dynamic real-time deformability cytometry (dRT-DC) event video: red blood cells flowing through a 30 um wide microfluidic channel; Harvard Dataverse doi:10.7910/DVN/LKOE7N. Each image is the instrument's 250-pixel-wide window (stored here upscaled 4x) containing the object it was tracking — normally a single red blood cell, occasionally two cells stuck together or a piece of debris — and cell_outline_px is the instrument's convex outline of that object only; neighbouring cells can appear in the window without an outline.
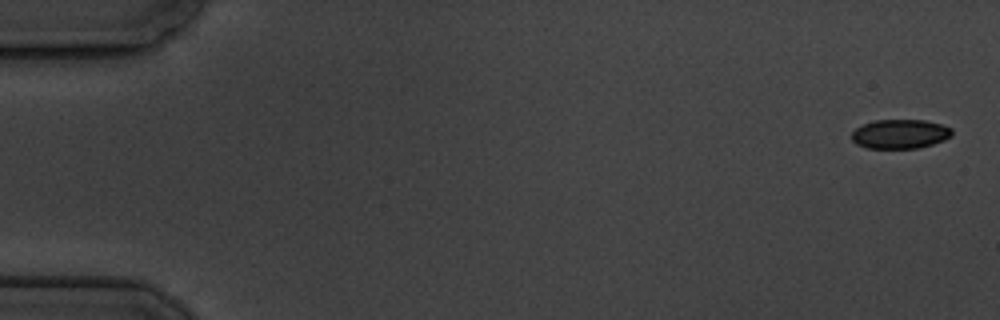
{"species": "common noctule bat (a hibernating species)", "species_latin": "Nyctalus noctula", "temperature_condition": "cold", "stored_images_in_passage": 7, "camera_frame_rate_fps": 3000, "um_per_image_px": 0.085, "animal": {"sex": "male", "body_mass_g": 19.5, "forearm_length_mm": 54.6}, "frame": {"image": 1, "passage_image": 1, "time_ms": 0.0, "image_size_px": [1000, 320], "cell_outline_px": [[952, 136], [944, 140], [932, 144], [916, 148], [868, 148], [856, 144], [852, 140], [852, 132], [856, 128], [864, 124], [876, 120], [924, 120], [940, 124], [952, 128]], "centroid_in_image_um": [76.51, 11.39], "position_along_channel_um": 8.5, "area_um2": 16.99}}
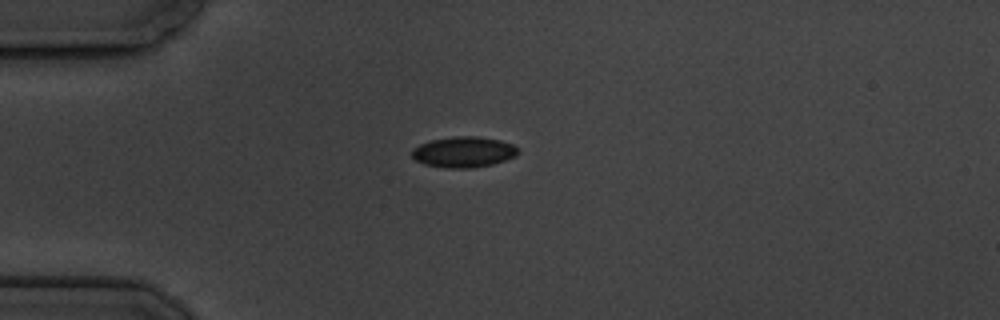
{"frame": {"image": 2, "passage_image": 4, "time_ms": 4.667, "image_size_px": [1000, 320], "cell_outline_px": [[520, 152], [516, 156], [492, 164], [468, 168], [448, 168], [424, 164], [416, 160], [412, 156], [412, 148], [420, 144], [432, 140], [452, 136], [476, 136], [500, 140], [512, 144], [520, 148]], "centroid_in_image_um": [39.43, 12.91], "position_along_channel_um": 45.6, "area_um2": 19.02}}
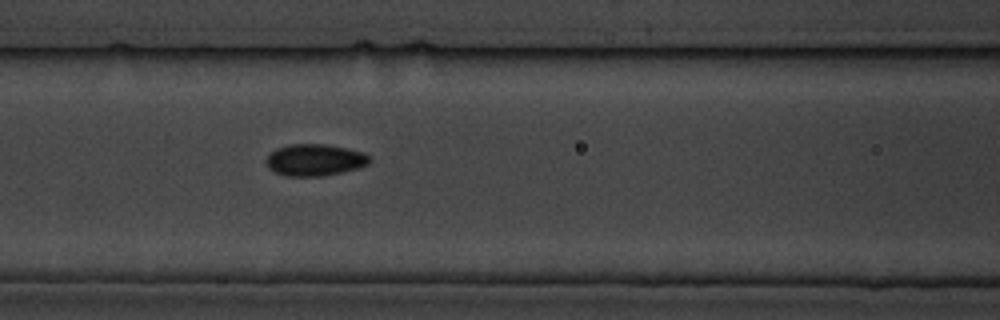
{"frame": {"image": 3, "passage_image": 7, "time_ms": 8.0, "image_size_px": [1000, 320], "cell_outline_px": [[372, 160], [368, 164], [356, 168], [324, 176], [288, 176], [276, 172], [268, 168], [264, 160], [276, 148], [288, 144], [324, 144], [348, 148], [364, 152]], "centroid_in_image_um": [26.74, 13.58], "position_along_channel_um": 139.9, "area_um2": 19.13}}